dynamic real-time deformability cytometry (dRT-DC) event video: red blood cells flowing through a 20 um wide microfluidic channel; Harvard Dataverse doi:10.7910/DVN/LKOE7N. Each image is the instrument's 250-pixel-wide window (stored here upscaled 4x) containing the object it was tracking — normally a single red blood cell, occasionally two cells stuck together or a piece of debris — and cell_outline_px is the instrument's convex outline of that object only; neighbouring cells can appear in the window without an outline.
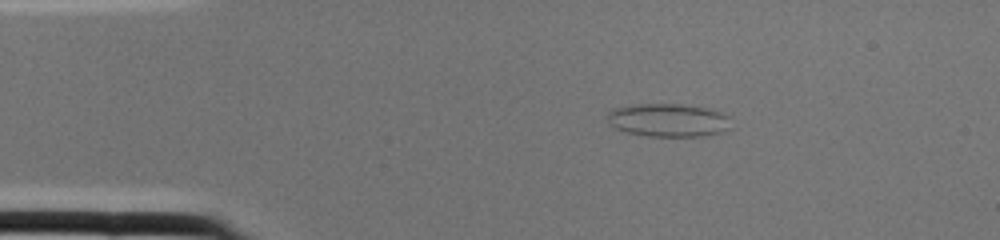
{"species": "common noctule bat (a hibernating species)", "species_latin": "Nyctalus noctula", "temperature_condition": "cold", "stored_images_in_passage": 1, "camera_frame_rate_fps": 3000, "um_per_image_px": 0.085, "animal": {"sex": "female", "body_mass_g": 22.0, "forearm_length_mm": 56.7}, "frame": {"image": 1, "passage_image": 1, "time_ms": 0.0, "image_size_px": [1000, 240], "cell_outline_px": [[728, 128], [724, 132], [704, 136], [648, 136], [628, 132], [616, 128], [612, 124], [608, 116], [608, 112], [612, 108], [636, 104], [680, 104], [708, 108], [724, 112], [728, 116]], "centroid_in_image_um": [56.84, 10.2], "position_along_channel_um": 28.2, "area_um2": 23.81}}